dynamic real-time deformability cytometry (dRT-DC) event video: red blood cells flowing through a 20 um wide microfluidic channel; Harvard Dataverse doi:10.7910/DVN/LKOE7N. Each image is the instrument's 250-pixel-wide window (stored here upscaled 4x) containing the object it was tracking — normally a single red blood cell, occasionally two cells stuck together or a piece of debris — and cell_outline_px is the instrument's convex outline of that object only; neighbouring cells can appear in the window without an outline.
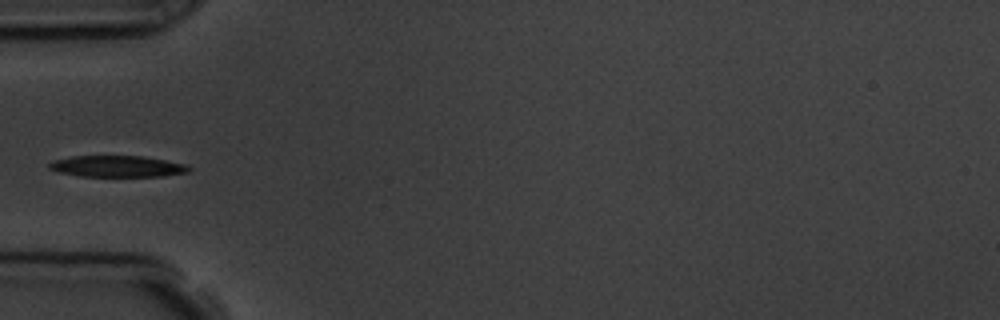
{"species": "common noctule bat (a hibernating species)", "species_latin": "Nyctalus noctula", "temperature_condition": "room temperature", "stored_images_in_passage": 1, "camera_frame_rate_fps": 3000, "um_per_image_px": 0.085, "animal": {"sex": "male", "body_mass_g": 19.5, "forearm_length_mm": 54.6}, "frame": {"image": 1, "passage_image": 1, "time_ms": 0.0, "image_size_px": [1000, 320], "cell_outline_px": [[192, 168], [188, 172], [164, 176], [80, 176], [60, 172], [48, 168], [48, 164], [52, 160], [72, 156], [144, 156], [184, 164]], "centroid_in_image_um": [9.95, 14.13], "position_along_channel_um": 75.1, "area_um2": 17.28}}